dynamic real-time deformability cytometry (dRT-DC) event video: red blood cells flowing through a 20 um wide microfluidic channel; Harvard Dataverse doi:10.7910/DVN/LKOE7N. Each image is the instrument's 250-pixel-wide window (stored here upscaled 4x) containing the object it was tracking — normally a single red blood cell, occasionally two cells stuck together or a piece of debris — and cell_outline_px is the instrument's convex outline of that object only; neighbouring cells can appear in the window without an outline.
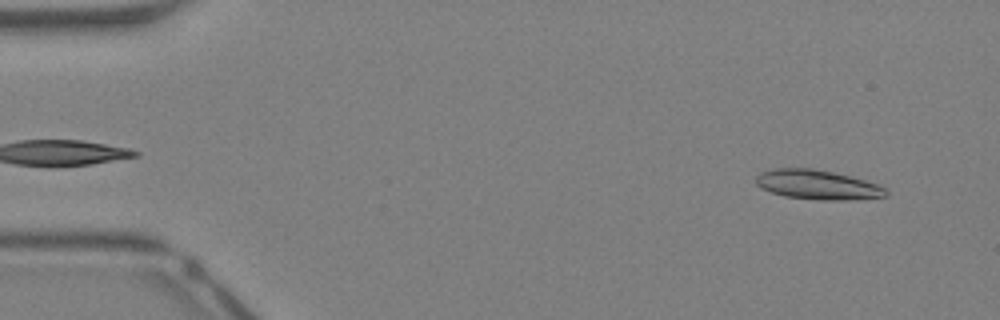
{"species": "Egyptian fruit bat (a non-hibernating species)", "species_latin": "Rousettus aegyptiacus", "temperature_condition": "warm", "stored_images_in_passage": 42, "camera_frame_rate_fps": 3000, "um_per_image_px": 0.085, "animal": {"sex": "female"}, "frame": {"image": 1, "passage_image": 3, "time_ms": 0.667, "image_size_px": [1000, 320], "cell_outline_px": [[888, 196], [844, 200], [824, 200], [784, 196], [760, 188], [756, 184], [756, 176], [760, 172], [772, 168], [812, 168], [832, 172], [864, 180], [876, 184], [884, 188], [888, 192]], "centroid_in_image_um": [69.44, 15.69], "position_along_channel_um": 15.6, "area_um2": 22.14}}
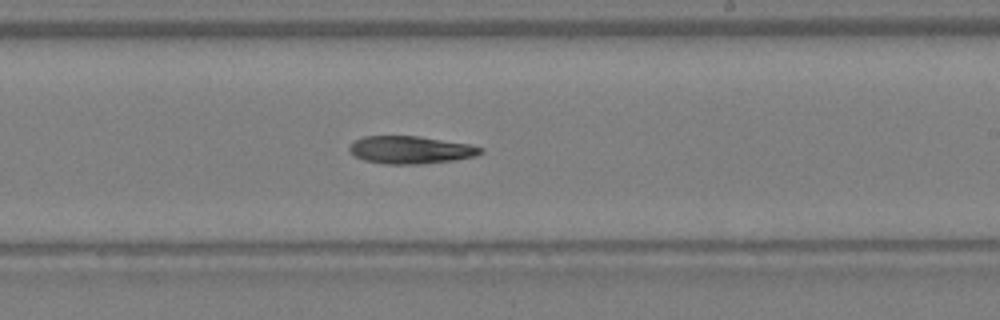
{"frame": {"image": 2, "passage_image": 25, "time_ms": 8.0, "image_size_px": [1000, 320], "cell_outline_px": [[484, 152], [476, 156], [452, 160], [420, 164], [384, 164], [364, 160], [356, 156], [348, 148], [356, 140], [364, 136], [420, 136], [472, 144], [484, 148]], "centroid_in_image_um": [34.96, 12.73], "position_along_channel_um": 254.0, "area_um2": 21.15}}
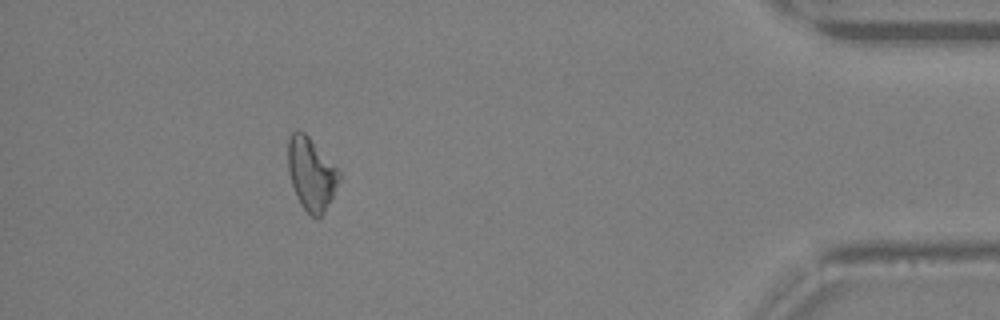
{"frame": {"image": 3, "passage_image": 38, "time_ms": 12.333, "image_size_px": [1000, 320], "cell_outline_px": [[340, 180], [324, 212], [316, 220], [300, 204], [296, 196], [288, 172], [288, 136], [292, 132], [304, 132], [308, 136], [340, 172]], "centroid_in_image_um": [26.44, 14.8], "position_along_channel_um": 408.8, "area_um2": 21.27}, "authors_computed_cell_mechanics": {"area_um2": 21.7328, "velocity_mm_per_s": 4.8191, "shape_relaxation_time_tau1_ms": 10.6753, "shape_relaxation_time_tau2_ms": null, "deformation_change_tau1": 0.2722, "deformation_change_tau2": null}}